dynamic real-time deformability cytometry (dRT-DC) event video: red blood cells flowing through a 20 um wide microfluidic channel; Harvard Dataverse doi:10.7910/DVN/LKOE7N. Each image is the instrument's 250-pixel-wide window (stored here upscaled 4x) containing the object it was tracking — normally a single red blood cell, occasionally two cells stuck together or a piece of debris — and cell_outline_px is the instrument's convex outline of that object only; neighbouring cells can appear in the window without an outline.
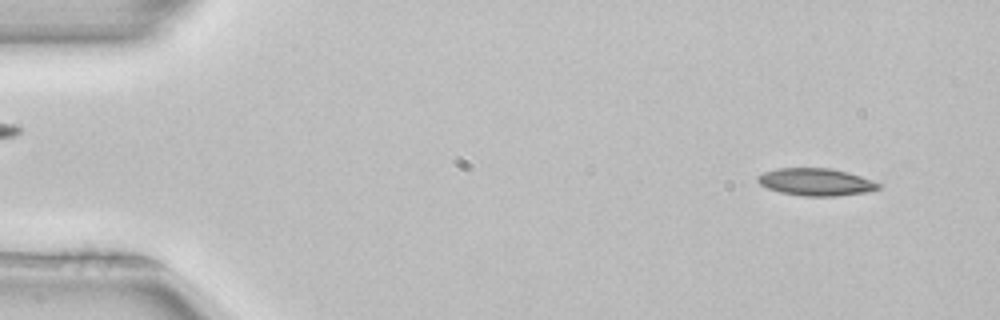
{"species": "common noctule bat (a hibernating species)", "species_latin": "Nyctalus noctula", "temperature_condition": "room temperature", "stored_images_in_passage": 51, "camera_frame_rate_fps": 3000, "um_per_image_px": 0.085, "animal": {"sex": "female", "body_mass_g": 22.7, "forearm_length_mm": 54.2}, "frame": {"image": 1, "passage_image": 4, "time_ms": 1.0, "image_size_px": [1000, 320], "cell_outline_px": [[880, 188], [864, 192], [836, 196], [804, 196], [780, 192], [768, 188], [760, 184], [756, 180], [756, 176], [764, 172], [776, 168], [832, 168], [848, 172], [872, 180], [880, 184]], "centroid_in_image_um": [69.32, 15.46], "position_along_channel_um": 15.7, "area_um2": 19.19}}
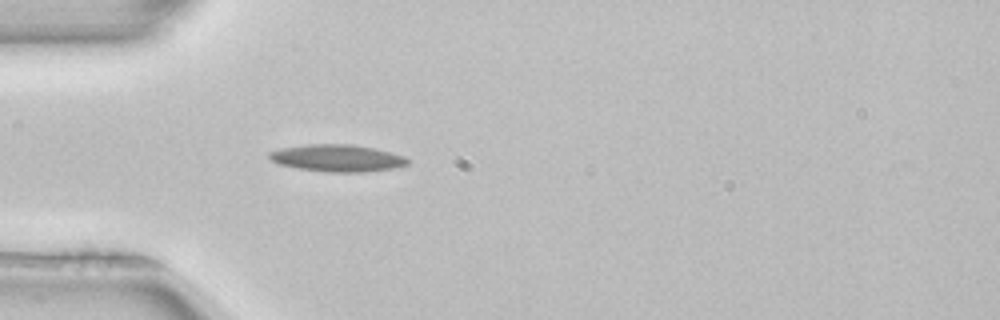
{"frame": {"image": 2, "passage_image": 15, "time_ms": 4.667, "image_size_px": [1000, 320], "cell_outline_px": [[408, 164], [392, 168], [364, 172], [328, 172], [300, 168], [280, 164], [272, 160], [268, 156], [268, 152], [284, 148], [304, 144], [352, 144], [392, 152], [404, 156], [408, 160]], "centroid_in_image_um": [28.68, 13.43], "position_along_channel_um": 56.3, "area_um2": 21.56}}
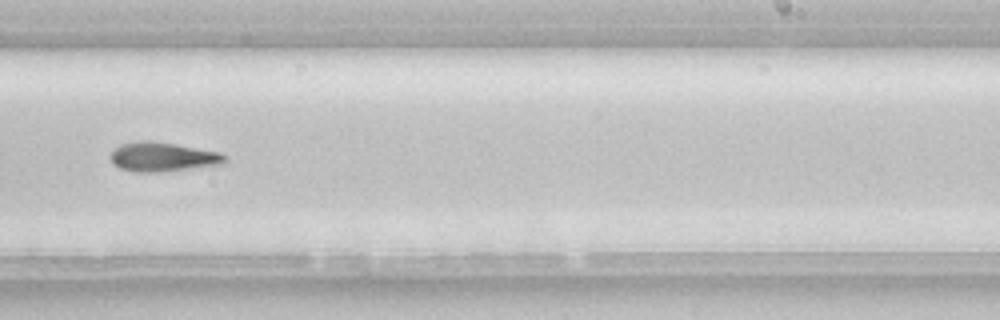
{"frame": {"image": 3, "passage_image": 32, "time_ms": 10.333, "image_size_px": [1000, 320], "cell_outline_px": [[228, 160], [220, 164], [156, 172], [136, 172], [120, 168], [112, 160], [112, 152], [120, 144], [140, 140], [152, 140], [176, 144], [220, 152], [228, 156]], "centroid_in_image_um": [13.86, 13.31], "position_along_channel_um": 275.1, "area_um2": 19.25}, "authors_computed_cell_mechanics": {"area_um2": 19.1896, "velocity_mm_per_s": 3.9619, "shape_relaxation_time_tau1_ms": 4.5562, "shape_relaxation_time_tau2_ms": null, "deformation_change_tau1": 0.129, "deformation_change_tau2": null}}